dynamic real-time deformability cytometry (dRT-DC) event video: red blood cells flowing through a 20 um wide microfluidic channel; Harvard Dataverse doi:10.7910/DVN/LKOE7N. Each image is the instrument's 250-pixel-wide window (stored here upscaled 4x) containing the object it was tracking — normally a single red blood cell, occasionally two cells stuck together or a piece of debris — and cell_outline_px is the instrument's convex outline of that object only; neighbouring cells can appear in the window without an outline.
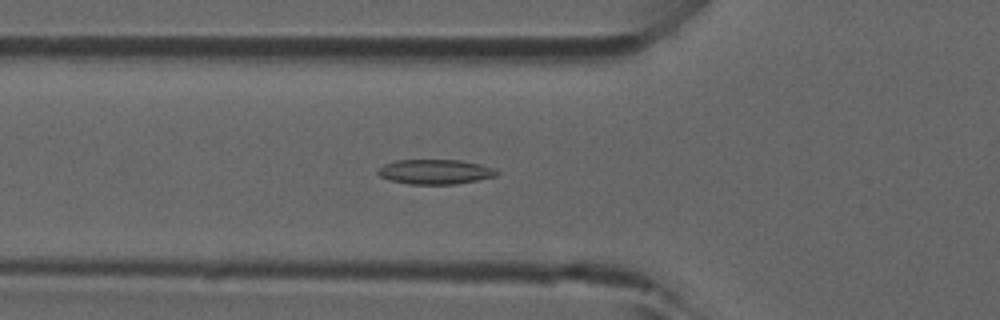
{"species": "common noctule bat (a hibernating species)", "species_latin": "Nyctalus noctula", "temperature_condition": "room temperature", "stored_images_in_passage": 42, "camera_frame_rate_fps": 3000, "um_per_image_px": 0.085, "animal": {"sex": "male", "forearm_length_mm": 52.5}, "frame": {"image": 1, "passage_image": 16, "time_ms": 5.0, "image_size_px": [1000, 320], "cell_outline_px": [[500, 172], [496, 176], [456, 184], [408, 184], [388, 180], [380, 176], [376, 172], [384, 164], [396, 160], [460, 160], [480, 164], [496, 168]], "centroid_in_image_um": [37.0, 14.6], "position_along_channel_um": 88.8, "area_um2": 17.22}}
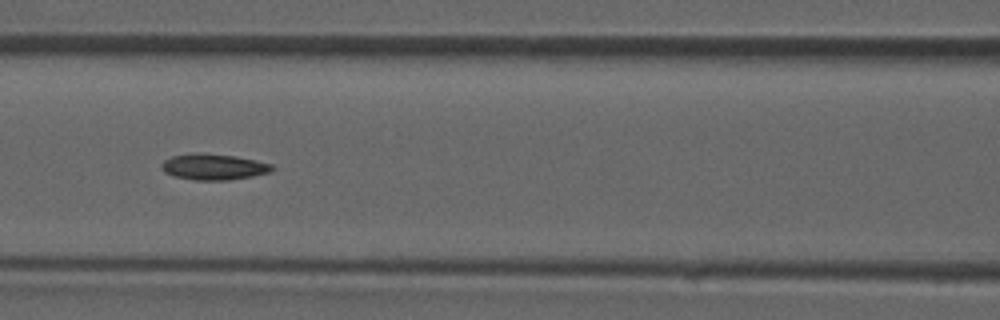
{"frame": {"image": 2, "passage_image": 20, "time_ms": 6.333, "image_size_px": [1000, 320], "cell_outline_px": [[276, 168], [272, 172], [252, 176], [228, 180], [192, 180], [172, 176], [164, 172], [160, 168], [160, 164], [164, 160], [172, 156], [192, 152], [196, 152], [236, 156], [256, 160], [272, 164]], "centroid_in_image_um": [18.14, 14.18], "position_along_channel_um": 148.5, "area_um2": 17.11}}